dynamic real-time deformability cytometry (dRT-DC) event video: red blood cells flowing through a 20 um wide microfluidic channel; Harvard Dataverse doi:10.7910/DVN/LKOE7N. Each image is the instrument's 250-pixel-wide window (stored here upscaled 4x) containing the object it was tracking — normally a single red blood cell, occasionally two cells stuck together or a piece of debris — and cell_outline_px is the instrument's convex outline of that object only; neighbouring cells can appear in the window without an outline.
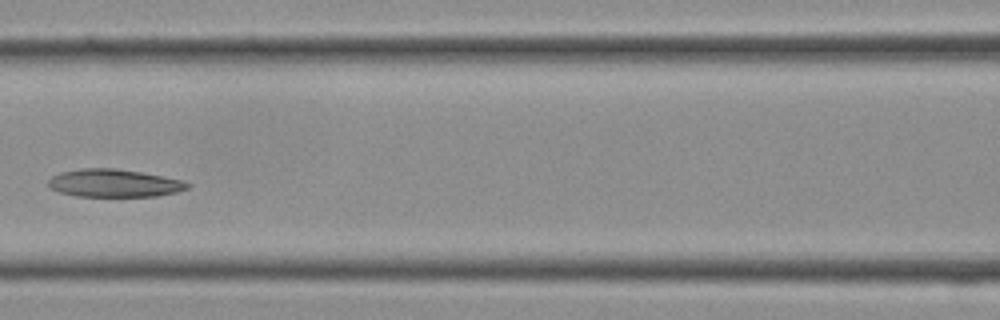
{"species": "Egyptian fruit bat (a non-hibernating species)", "species_latin": "Rousettus aegyptiacus", "temperature_condition": "cold", "stored_images_in_passage": 12, "camera_frame_rate_fps": 3000, "um_per_image_px": 0.085, "frame": {"image": 1, "passage_image": 9, "time_ms": 2.667, "image_size_px": [1000, 320], "cell_outline_px": [[192, 184], [188, 188], [176, 192], [156, 196], [76, 196], [60, 192], [52, 188], [48, 184], [48, 180], [52, 176], [60, 172], [80, 168], [116, 168], [140, 172], [180, 180]], "centroid_in_image_um": [9.67, 15.56], "position_along_channel_um": 156.9, "area_um2": 22.37}}
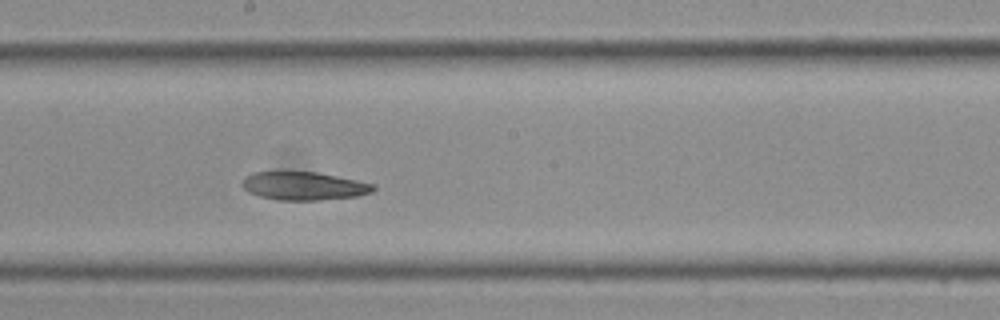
{"frame": {"image": 2, "passage_image": 12, "time_ms": 3.667, "image_size_px": [1000, 320], "cell_outline_px": [[376, 188], [372, 192], [360, 196], [320, 200], [276, 200], [260, 196], [248, 192], [240, 184], [244, 176], [252, 172], [316, 172], [376, 184]], "centroid_in_image_um": [25.82, 15.81], "position_along_channel_um": 222.4, "area_um2": 21.73}}